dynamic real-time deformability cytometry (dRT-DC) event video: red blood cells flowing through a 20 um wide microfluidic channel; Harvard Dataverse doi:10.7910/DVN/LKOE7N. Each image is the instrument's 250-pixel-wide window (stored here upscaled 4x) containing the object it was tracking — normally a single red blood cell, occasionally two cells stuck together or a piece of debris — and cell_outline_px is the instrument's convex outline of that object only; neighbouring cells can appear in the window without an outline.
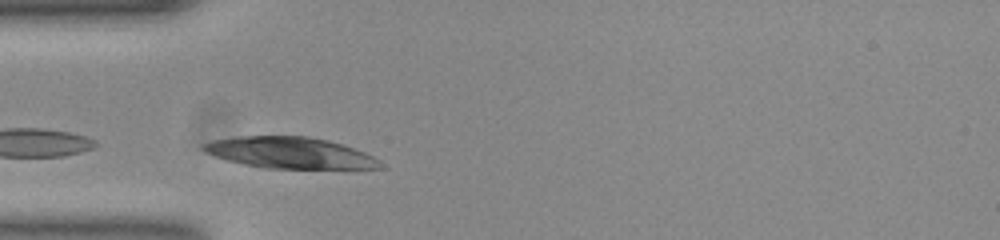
{"species": "common noctule bat (a hibernating species)", "species_latin": "Nyctalus noctula", "temperature_condition": "room temperature", "stored_images_in_passage": 32, "camera_frame_rate_fps": 3000, "um_per_image_px": 0.085, "animal": {"sex": "female", "body_mass_g": 23.0, "forearm_length_mm": 53.4}, "frame": {"image": 1, "passage_image": 5, "time_ms": 1.333, "image_size_px": [1000, 240], "cell_outline_px": [[384, 168], [264, 168], [244, 164], [228, 160], [216, 156], [200, 148], [204, 144], [212, 140], [236, 136], [308, 136], [328, 140], [364, 152], [380, 160]], "centroid_in_image_um": [24.64, 12.98], "position_along_channel_um": 60.4, "area_um2": 31.85}, "authors_computed_cell_mechanics": {"area_um2": 18.9584, "velocity_mm_per_s": 3.8047, "shape_relaxation_time_tau1_ms": 2.345, "shape_relaxation_time_tau2_ms": null, "deformation_change_tau1": 0.1592, "deformation_change_tau2": null}}